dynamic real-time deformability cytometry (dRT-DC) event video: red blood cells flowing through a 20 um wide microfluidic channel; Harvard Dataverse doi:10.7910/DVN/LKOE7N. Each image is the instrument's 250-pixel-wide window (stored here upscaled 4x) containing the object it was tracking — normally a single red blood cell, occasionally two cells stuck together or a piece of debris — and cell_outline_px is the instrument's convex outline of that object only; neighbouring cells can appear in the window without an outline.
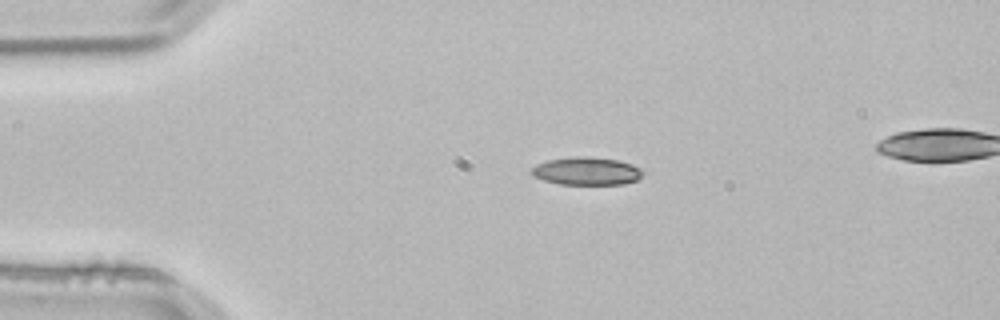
{"species": "common noctule bat (a hibernating species)", "species_latin": "Nyctalus noctula", "temperature_condition": "room temperature", "stored_images_in_passage": 3, "camera_frame_rate_fps": 3000, "um_per_image_px": 0.085, "animal": {"sex": "male", "body_mass_g": 21.5, "forearm_length_mm": 52.0}, "frame": {"image": 1, "passage_image": 1, "time_ms": 0.0, "image_size_px": [1000, 320], "cell_outline_px": [[644, 172], [636, 180], [624, 184], [560, 184], [544, 180], [532, 176], [532, 168], [536, 164], [548, 160], [576, 156], [580, 156], [616, 160], [632, 164], [640, 168]], "centroid_in_image_um": [49.85, 14.55], "position_along_channel_um": 35.2, "area_um2": 17.86}}